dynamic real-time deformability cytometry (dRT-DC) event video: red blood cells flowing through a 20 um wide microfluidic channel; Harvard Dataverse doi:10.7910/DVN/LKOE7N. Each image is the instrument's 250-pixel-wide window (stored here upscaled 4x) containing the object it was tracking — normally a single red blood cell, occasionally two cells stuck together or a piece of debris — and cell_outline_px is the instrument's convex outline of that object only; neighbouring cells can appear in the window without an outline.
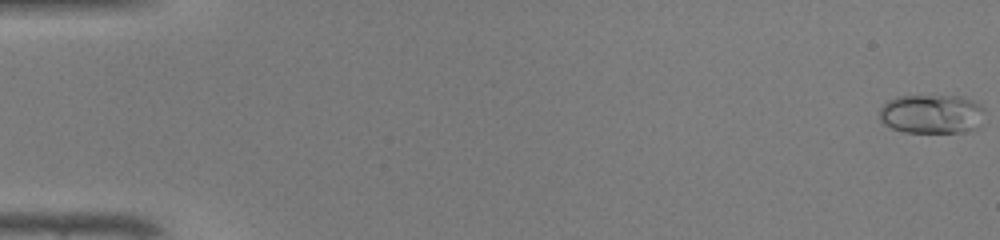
{"species": "common noctule bat (a hibernating species)", "species_latin": "Nyctalus noctula", "temperature_condition": "warm", "stored_images_in_passage": 48, "camera_frame_rate_fps": 3000, "um_per_image_px": 0.085, "animal": {"sex": "male", "body_mass_g": 19.0, "forearm_length_mm": 50.8}, "frame": {"image": 1, "passage_image": 1, "time_ms": 0.0, "image_size_px": [1000, 240], "cell_outline_px": [[984, 112], [976, 128], [960, 132], [904, 132], [892, 128], [884, 124], [880, 120], [880, 108], [888, 100], [896, 96], [964, 96], [980, 104], [984, 108]], "centroid_in_image_um": [79.17, 9.67], "position_along_channel_um": 5.8, "area_um2": 23.99}}
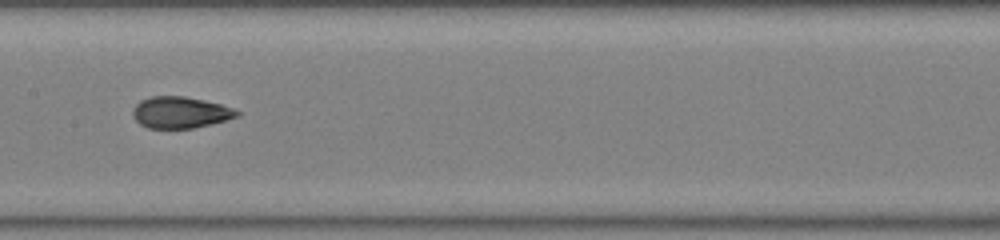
{"frame": {"image": 2, "passage_image": 25, "time_ms": 8.0, "image_size_px": [1000, 240], "cell_outline_px": [[240, 116], [192, 128], [148, 128], [140, 124], [132, 116], [132, 108], [140, 100], [152, 96], [184, 96], [204, 100], [220, 104], [232, 108], [240, 112]], "centroid_in_image_um": [15.28, 9.55], "position_along_channel_um": 192.1, "area_um2": 19.02}}
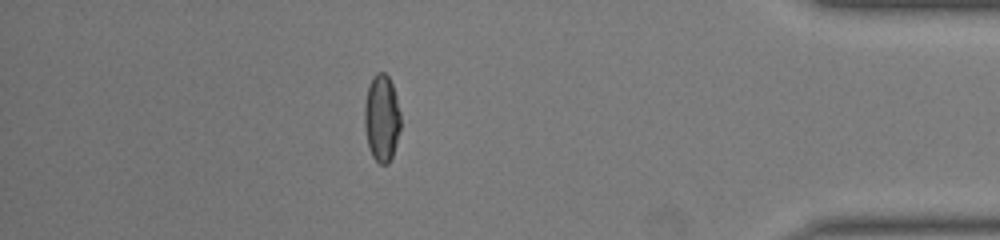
{"frame": {"image": 3, "passage_image": 42, "time_ms": 13.667, "image_size_px": [1000, 240], "cell_outline_px": [[400, 128], [396, 144], [392, 156], [388, 164], [380, 164], [372, 156], [368, 144], [364, 128], [364, 104], [368, 88], [372, 76], [376, 72], [384, 72], [388, 76], [392, 84], [396, 96], [400, 112]], "centroid_in_image_um": [32.44, 10.02], "position_along_channel_um": 402.8, "area_um2": 18.38}, "authors_computed_cell_mechanics": {"area_um2": 19.3052, "velocity_mm_per_s": 4.3679, "shape_relaxation_time_tau1_ms": 5.7917, "shape_relaxation_time_tau2_ms": 1.1649, "deformation_change_tau1": 0.2152, "deformation_change_tau2": 0.0682}}